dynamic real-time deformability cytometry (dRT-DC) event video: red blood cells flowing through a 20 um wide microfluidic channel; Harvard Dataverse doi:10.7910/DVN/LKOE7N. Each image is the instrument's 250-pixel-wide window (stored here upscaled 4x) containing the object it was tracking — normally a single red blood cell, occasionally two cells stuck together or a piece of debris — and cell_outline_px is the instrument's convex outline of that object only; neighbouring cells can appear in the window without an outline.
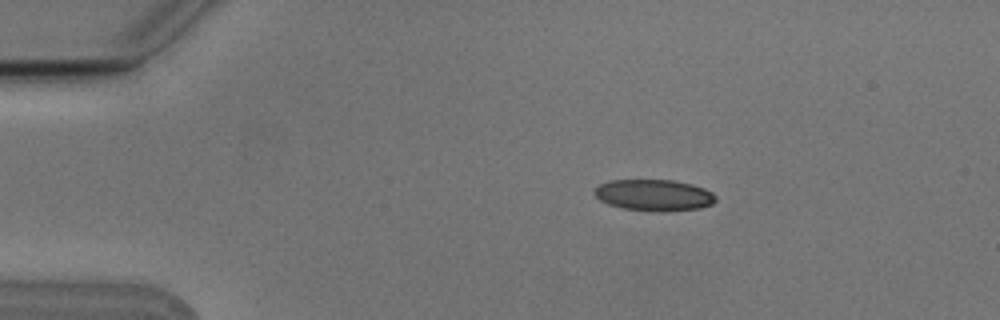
{"species": "Egyptian fruit bat (a non-hibernating species)", "species_latin": "Rousettus aegyptiacus", "temperature_condition": "cold", "stored_images_in_passage": 6, "camera_frame_rate_fps": 3000, "um_per_image_px": 0.085, "animal": {"sex": "male"}, "frame": {"image": 1, "passage_image": 1, "time_ms": 0.0, "image_size_px": [1000, 320], "cell_outline_px": [[716, 200], [712, 204], [700, 208], [660, 212], [624, 208], [608, 204], [600, 200], [592, 192], [600, 184], [608, 180], [672, 180], [692, 184], [704, 188], [712, 192], [716, 196]], "centroid_in_image_um": [55.59, 16.58], "position_along_channel_um": 29.4, "area_um2": 22.2}}
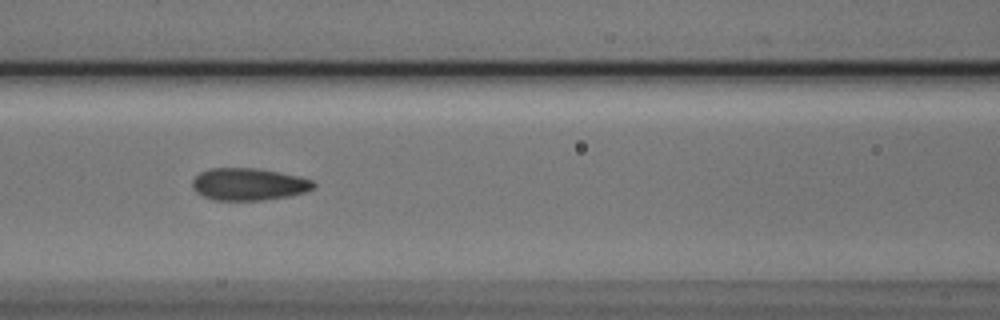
{"frame": {"image": 2, "passage_image": 5, "time_ms": 1.333, "image_size_px": [1000, 320], "cell_outline_px": [[316, 188], [304, 192], [288, 196], [264, 200], [216, 200], [204, 196], [196, 192], [192, 188], [192, 180], [200, 172], [208, 168], [256, 168], [300, 176], [312, 180], [316, 184]], "centroid_in_image_um": [21.14, 15.65], "position_along_channel_um": 145.5, "area_um2": 22.83}}
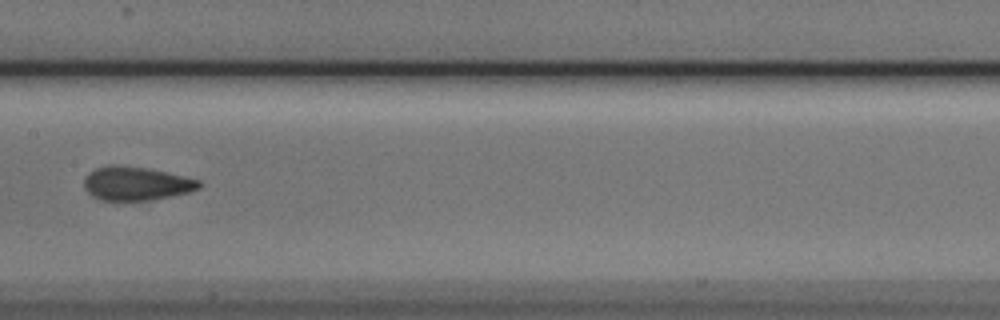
{"frame": {"image": 3, "passage_image": 6, "time_ms": 1.667, "image_size_px": [1000, 320], "cell_outline_px": [[204, 184], [200, 188], [188, 192], [148, 200], [100, 200], [92, 196], [84, 188], [84, 176], [88, 172], [96, 168], [108, 164], [116, 164], [144, 168], [184, 176], [200, 180]], "centroid_in_image_um": [11.54, 15.59], "position_along_channel_um": 195.9, "area_um2": 22.54}}